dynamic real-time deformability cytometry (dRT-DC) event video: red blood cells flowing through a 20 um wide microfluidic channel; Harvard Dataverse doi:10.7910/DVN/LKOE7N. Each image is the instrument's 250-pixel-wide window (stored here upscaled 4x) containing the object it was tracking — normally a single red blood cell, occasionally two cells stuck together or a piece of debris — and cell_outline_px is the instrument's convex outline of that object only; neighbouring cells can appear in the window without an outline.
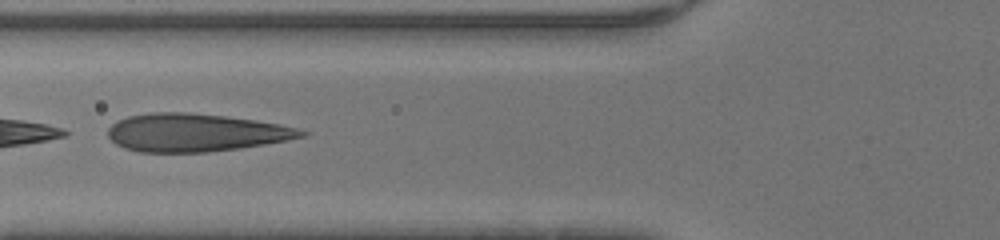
{"species": "human", "species_latin": "Homo sapiens", "temperature_condition": "warm", "stored_images_in_passage": 37, "camera_frame_rate_fps": 3000, "um_per_image_px": 0.085, "donor": {"sex": "male"}, "frame": {"image": 1, "passage_image": 8, "time_ms": 2.333, "image_size_px": [1000, 240], "cell_outline_px": [[308, 132], [304, 136], [288, 140], [240, 148], [208, 152], [140, 152], [124, 148], [116, 144], [108, 136], [108, 128], [116, 120], [128, 116], [148, 112], [188, 112], [228, 116], [256, 120], [280, 124], [300, 128]], "centroid_in_image_um": [16.61, 11.26], "position_along_channel_um": 109.2, "area_um2": 43.06}}
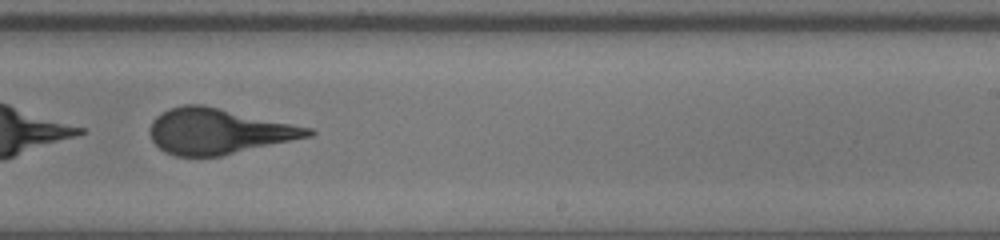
{"frame": {"image": 2, "passage_image": 19, "time_ms": 6.0, "image_size_px": [1000, 240], "cell_outline_px": [[316, 132], [312, 136], [220, 156], [176, 156], [164, 152], [152, 140], [148, 132], [152, 120], [156, 116], [168, 108], [184, 104], [200, 104], [312, 128]], "centroid_in_image_um": [18.53, 11.16], "position_along_channel_um": 270.5, "area_um2": 41.79}}
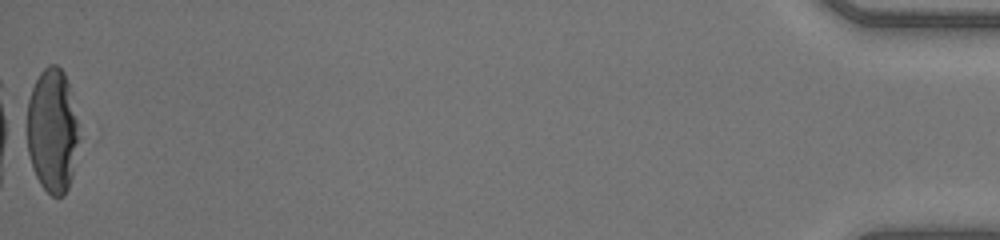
{"frame": {"image": 3, "passage_image": 37, "time_ms": 12.0, "image_size_px": [1000, 240], "cell_outline_px": [[76, 140], [72, 176], [68, 188], [64, 196], [52, 196], [40, 184], [32, 168], [28, 152], [28, 100], [32, 88], [40, 72], [48, 64], [56, 64], [64, 72], [68, 84], [76, 120]], "centroid_in_image_um": [4.41, 11.1], "position_along_channel_um": 430.8, "area_um2": 36.59}}